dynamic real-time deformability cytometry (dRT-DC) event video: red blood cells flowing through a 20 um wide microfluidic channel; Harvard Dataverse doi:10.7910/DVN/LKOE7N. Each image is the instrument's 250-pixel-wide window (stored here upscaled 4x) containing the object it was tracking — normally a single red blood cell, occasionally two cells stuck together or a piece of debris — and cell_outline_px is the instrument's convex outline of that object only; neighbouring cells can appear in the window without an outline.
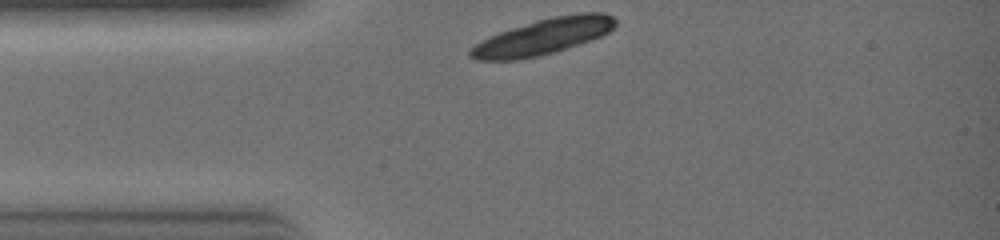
{"species": "common noctule bat (a hibernating species)", "species_latin": "Nyctalus noctula", "temperature_condition": "warm", "stored_images_in_passage": 20, "camera_frame_rate_fps": 3000, "um_per_image_px": 0.085, "animal": {"sex": "female", "body_mass_g": 19.0, "forearm_length_mm": 51.5}, "frame": {"image": 1, "passage_image": 1, "time_ms": 0.0, "image_size_px": [1000, 240], "cell_outline_px": [[616, 24], [608, 32], [592, 40], [540, 56], [520, 60], [476, 60], [468, 56], [468, 52], [480, 40], [500, 32], [536, 20], [552, 16], [580, 12], [604, 12], [612, 16], [616, 20]], "centroid_in_image_um": [46.17, 3.11], "position_along_channel_um": 38.8, "area_um2": 30.35}}